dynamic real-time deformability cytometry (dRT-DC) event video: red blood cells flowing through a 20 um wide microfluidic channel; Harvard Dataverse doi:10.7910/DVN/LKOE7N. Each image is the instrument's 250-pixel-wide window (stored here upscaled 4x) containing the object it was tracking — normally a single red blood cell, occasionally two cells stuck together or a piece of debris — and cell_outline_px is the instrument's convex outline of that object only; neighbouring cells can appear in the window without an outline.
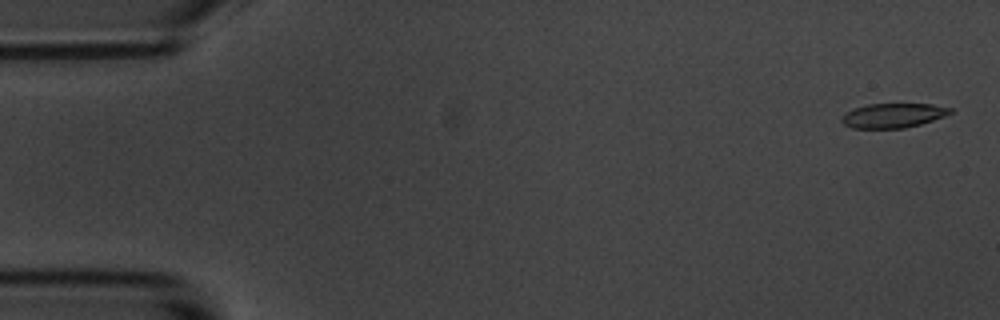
{"species": "common noctule bat (a hibernating species)", "species_latin": "Nyctalus noctula", "temperature_condition": "room temperature", "stored_images_in_passage": 5, "camera_frame_rate_fps": 3000, "um_per_image_px": 0.085, "animal": {"sex": "male", "body_mass_g": 20.1, "forearm_length_mm": 53.5}, "frame": {"image": 1, "passage_image": 1, "time_ms": 0.0, "image_size_px": [1000, 320], "cell_outline_px": [[952, 112], [944, 116], [920, 124], [904, 128], [852, 128], [844, 124], [840, 120], [852, 108], [868, 104], [932, 104], [952, 108]], "centroid_in_image_um": [75.91, 9.81], "position_along_channel_um": 9.1, "area_um2": 15.32}}
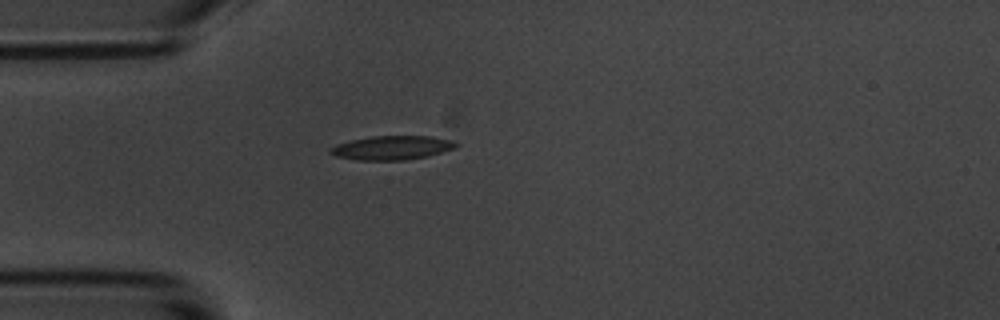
{"frame": {"image": 2, "passage_image": 5, "time_ms": 4.667, "image_size_px": [1000, 320], "cell_outline_px": [[460, 144], [456, 148], [424, 156], [404, 160], [356, 160], [336, 156], [328, 152], [336, 144], [352, 140], [372, 136], [428, 136], [452, 140]], "centroid_in_image_um": [33.31, 12.55], "position_along_channel_um": 51.7, "area_um2": 17.34}}